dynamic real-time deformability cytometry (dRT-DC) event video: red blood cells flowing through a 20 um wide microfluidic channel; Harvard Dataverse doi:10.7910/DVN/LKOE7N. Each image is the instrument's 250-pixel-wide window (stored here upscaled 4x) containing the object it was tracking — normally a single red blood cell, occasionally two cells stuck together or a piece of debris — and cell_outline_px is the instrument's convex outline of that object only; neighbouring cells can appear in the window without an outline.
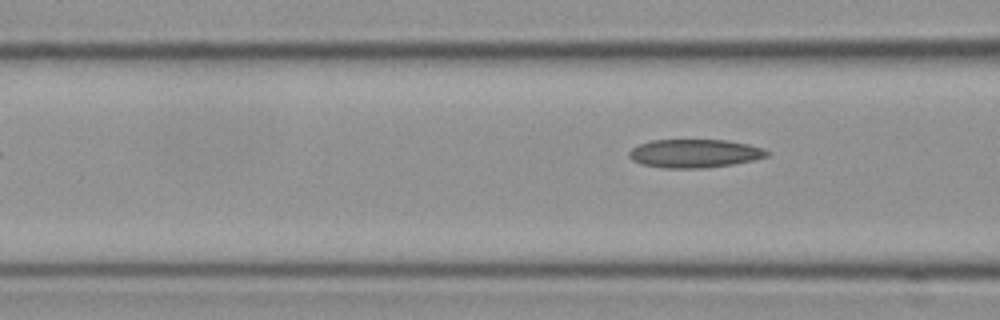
{"species": "Egyptian fruit bat (a non-hibernating species)", "species_latin": "Rousettus aegyptiacus", "temperature_condition": "cold", "stored_images_in_passage": 5, "segment_of_instrument_passage": [2, 2], "camera_frame_rate_fps": 3000, "um_per_image_px": 0.085, "frame": {"image": 1, "passage_image": 5, "time_ms": 1.333, "image_size_px": [1000, 320], "cell_outline_px": [[768, 156], [752, 160], [732, 164], [700, 168], [664, 168], [640, 164], [632, 160], [628, 156], [628, 152], [632, 148], [640, 144], [652, 140], [728, 140], [748, 144], [764, 148], [768, 152]], "centroid_in_image_um": [59.01, 13.04], "position_along_channel_um": 107.6, "area_um2": 22.77}}